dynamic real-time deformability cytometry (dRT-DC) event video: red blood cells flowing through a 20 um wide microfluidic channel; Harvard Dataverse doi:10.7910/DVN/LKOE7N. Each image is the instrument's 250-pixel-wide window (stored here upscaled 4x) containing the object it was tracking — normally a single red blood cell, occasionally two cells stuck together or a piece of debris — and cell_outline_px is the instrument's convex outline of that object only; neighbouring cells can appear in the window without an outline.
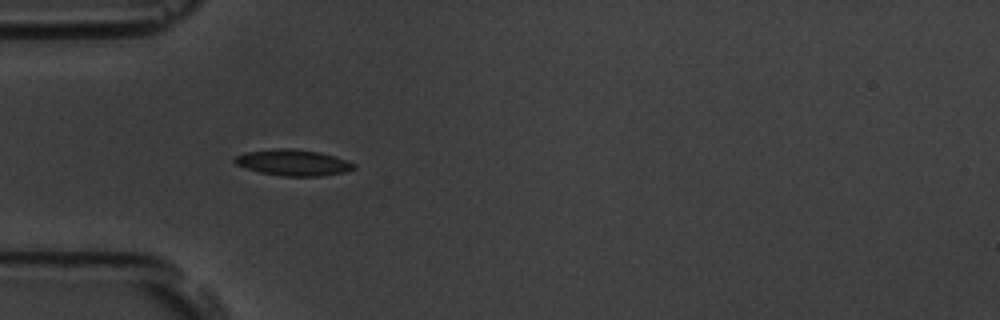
{"species": "common noctule bat (a hibernating species)", "species_latin": "Nyctalus noctula", "temperature_condition": "room temperature", "stored_images_in_passage": 11, "camera_frame_rate_fps": 3000, "um_per_image_px": 0.085, "animal": {"sex": "male", "body_mass_g": 19.5, "forearm_length_mm": 54.6}, "frame": {"image": 1, "passage_image": 5, "time_ms": 5.333, "image_size_px": [1000, 320], "cell_outline_px": [[356, 168], [344, 172], [320, 176], [284, 176], [260, 172], [236, 164], [232, 160], [236, 156], [244, 152], [276, 148], [292, 148], [320, 152], [336, 156], [356, 164]], "centroid_in_image_um": [24.93, 13.81], "position_along_channel_um": 60.1, "area_um2": 18.15}}
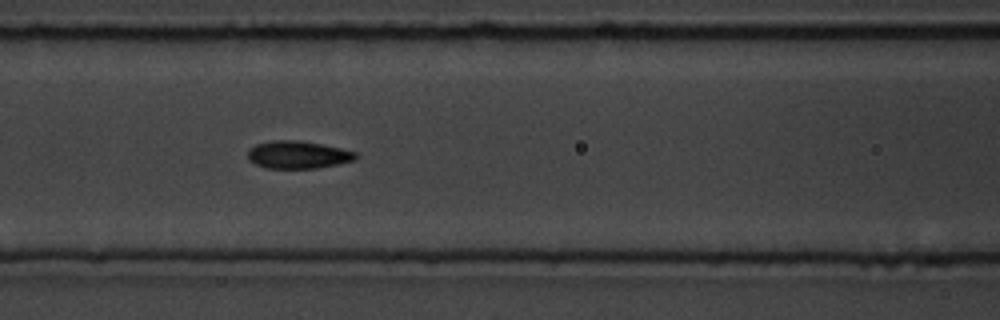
{"frame": {"image": 2, "passage_image": 7, "time_ms": 7.667, "image_size_px": [1000, 320], "cell_outline_px": [[356, 160], [316, 168], [268, 168], [256, 164], [248, 160], [248, 148], [256, 144], [272, 140], [296, 140], [320, 144], [340, 148], [356, 152]], "centroid_in_image_um": [25.29, 13.15], "position_along_channel_um": 141.3, "area_um2": 17.22}}
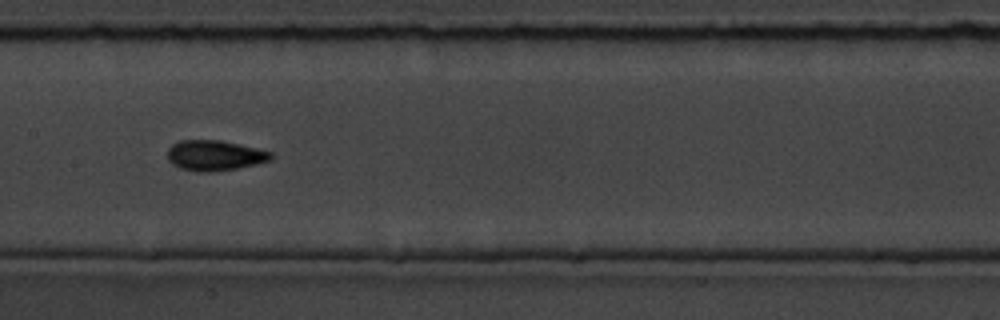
{"frame": {"image": 3, "passage_image": 8, "time_ms": 9.0, "image_size_px": [1000, 320], "cell_outline_px": [[272, 156], [268, 160], [256, 164], [236, 168], [212, 172], [200, 172], [180, 168], [172, 164], [168, 160], [168, 148], [172, 144], [180, 140], [220, 140], [240, 144], [272, 152]], "centroid_in_image_um": [18.21, 13.21], "position_along_channel_um": 189.2, "area_um2": 18.21}}